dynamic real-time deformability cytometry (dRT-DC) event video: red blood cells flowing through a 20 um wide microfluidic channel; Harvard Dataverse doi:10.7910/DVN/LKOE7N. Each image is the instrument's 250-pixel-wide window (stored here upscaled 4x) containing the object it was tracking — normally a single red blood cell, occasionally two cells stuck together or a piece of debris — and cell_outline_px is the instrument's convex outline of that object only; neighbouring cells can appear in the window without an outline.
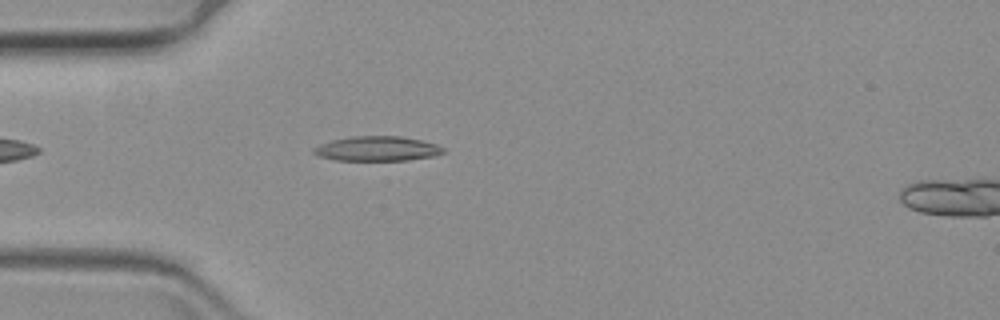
{"species": "common noctule bat (a hibernating species)", "species_latin": "Nyctalus noctula", "temperature_condition": "warm", "stored_images_in_passage": 50, "camera_frame_rate_fps": 3000, "um_per_image_px": 0.085, "animal": {"sex": "female", "body_mass_g": 19.3, "forearm_length_mm": 54.1}, "frame": {"image": 1, "passage_image": 6, "time_ms": 1.667, "image_size_px": [1000, 320], "cell_outline_px": [[444, 152], [432, 156], [408, 160], [336, 160], [320, 156], [312, 152], [312, 148], [320, 144], [332, 140], [352, 136], [400, 136], [420, 140], [436, 144], [444, 148]], "centroid_in_image_um": [32.04, 12.63], "position_along_channel_um": 53.0, "area_um2": 18.5}}
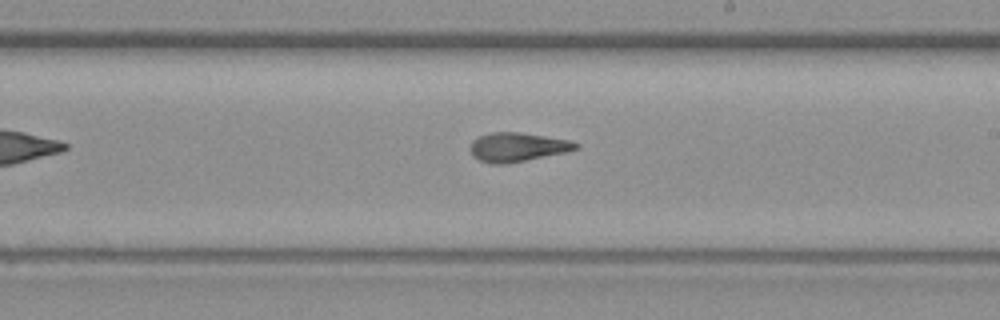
{"frame": {"image": 2, "passage_image": 24, "time_ms": 7.667, "image_size_px": [1000, 320], "cell_outline_px": [[580, 148], [564, 152], [508, 164], [492, 164], [480, 160], [472, 156], [472, 140], [480, 136], [492, 132], [520, 132], [568, 140], [580, 144]], "centroid_in_image_um": [43.98, 12.5], "position_along_channel_um": 245.0, "area_um2": 17.63}}
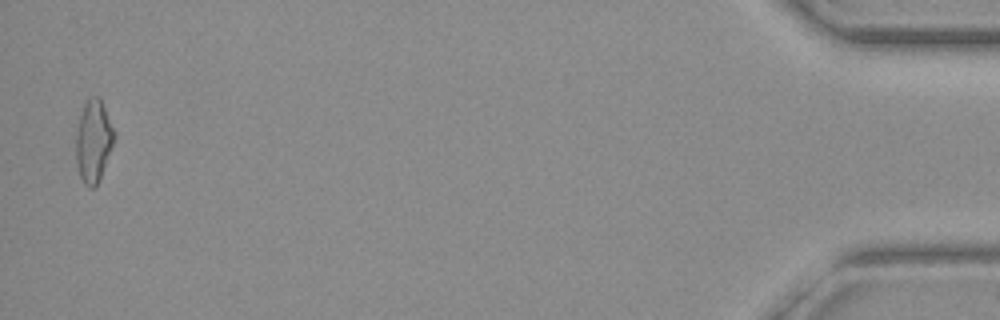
{"frame": {"image": 3, "passage_image": 49, "time_ms": 16.0, "image_size_px": [1000, 320], "cell_outline_px": [[116, 132], [112, 144], [96, 188], [88, 188], [84, 184], [80, 176], [76, 164], [76, 136], [80, 116], [84, 104], [88, 96], [100, 96]], "centroid_in_image_um": [7.94, 11.96], "position_along_channel_um": 427.3, "area_um2": 18.32}}